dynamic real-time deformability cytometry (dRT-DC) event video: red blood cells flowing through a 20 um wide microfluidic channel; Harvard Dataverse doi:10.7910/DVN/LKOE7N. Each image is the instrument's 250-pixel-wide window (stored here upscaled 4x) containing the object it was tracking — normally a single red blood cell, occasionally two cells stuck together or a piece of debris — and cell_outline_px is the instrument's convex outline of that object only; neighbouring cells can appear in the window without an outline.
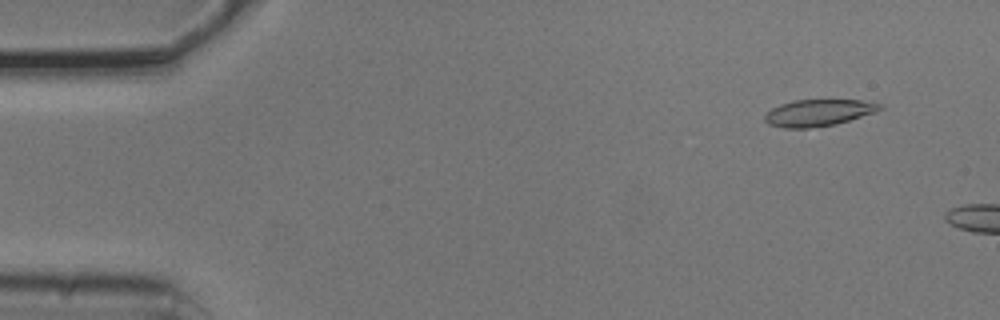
{"species": "common noctule bat (a hibernating species)", "species_latin": "Nyctalus noctula", "temperature_condition": "cold", "stored_images_in_passage": 5, "camera_frame_rate_fps": 3000, "um_per_image_px": 0.085, "animal": {"sex": "male", "body_mass_g": 20.5, "forearm_length_mm": 52.5}, "frame": {"image": 1, "passage_image": 5, "time_ms": 1.333, "image_size_px": [1000, 320], "cell_outline_px": [[884, 108], [876, 112], [836, 124], [808, 128], [784, 128], [768, 124], [764, 120], [764, 116], [772, 108], [780, 104], [792, 100], [860, 100], [884, 104]], "centroid_in_image_um": [69.58, 9.58], "position_along_channel_um": 15.4, "area_um2": 17.98}}